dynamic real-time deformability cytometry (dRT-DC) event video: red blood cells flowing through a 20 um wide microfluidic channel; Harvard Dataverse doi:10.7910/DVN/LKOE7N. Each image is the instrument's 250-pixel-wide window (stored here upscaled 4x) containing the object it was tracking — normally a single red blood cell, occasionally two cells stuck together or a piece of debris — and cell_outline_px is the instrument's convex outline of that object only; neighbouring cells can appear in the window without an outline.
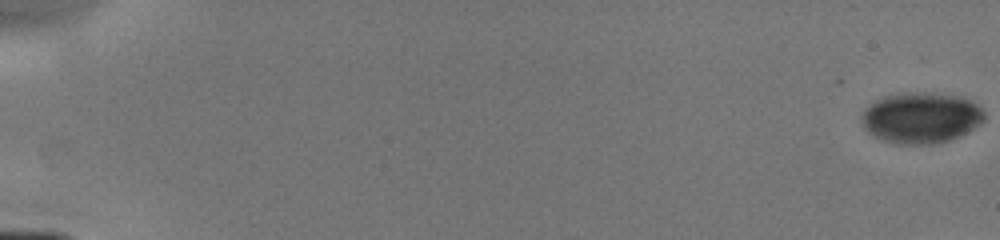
{"species": "human", "species_latin": "Homo sapiens", "temperature_condition": "cold", "stored_images_in_passage": 8, "camera_frame_rate_fps": 3000, "um_per_image_px": 0.085, "donor": {"sex": "male"}, "frame": {"image": 1, "passage_image": 1, "time_ms": 0.0, "image_size_px": [1000, 240], "cell_outline_px": [[984, 120], [980, 124], [960, 136], [948, 140], [932, 144], [892, 144], [880, 140], [868, 132], [864, 128], [860, 120], [860, 116], [864, 108], [872, 100], [884, 96], [960, 96], [976, 104], [984, 112]], "centroid_in_image_um": [78.22, 10.09], "position_along_channel_um": 6.8, "area_um2": 35.49}}
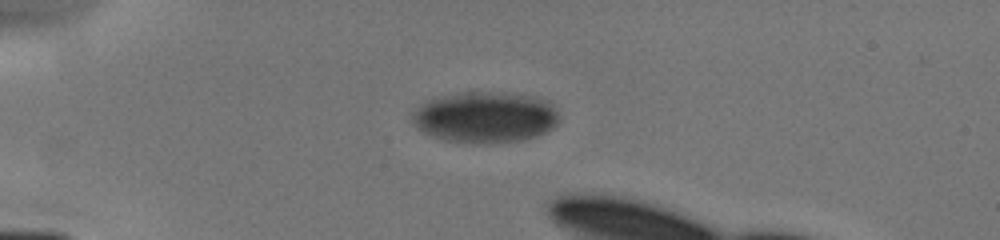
{"frame": {"image": 2, "passage_image": 6, "time_ms": 4.667, "image_size_px": [1000, 240], "cell_outline_px": [[560, 120], [552, 128], [536, 136], [520, 140], [488, 144], [472, 144], [444, 140], [432, 136], [416, 128], [412, 120], [412, 112], [428, 100], [464, 92], [476, 92], [536, 96], [548, 100], [552, 104], [560, 116]], "centroid_in_image_um": [41.26, 9.99], "position_along_channel_um": 43.7, "area_um2": 43.64}}